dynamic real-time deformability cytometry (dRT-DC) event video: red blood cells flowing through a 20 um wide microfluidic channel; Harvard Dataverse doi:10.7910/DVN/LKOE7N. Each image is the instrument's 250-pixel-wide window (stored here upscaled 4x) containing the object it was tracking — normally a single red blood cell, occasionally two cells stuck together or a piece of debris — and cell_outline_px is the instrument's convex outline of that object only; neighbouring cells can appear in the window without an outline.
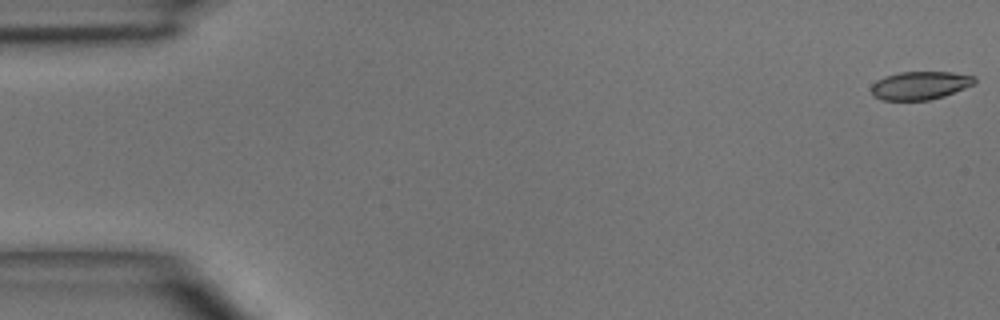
{"species": "common noctule bat (a hibernating species)", "species_latin": "Nyctalus noctula", "temperature_condition": "room temperature", "stored_images_in_passage": 6, "segment_of_instrument_passage": [1, 2], "camera_frame_rate_fps": 3000, "um_per_image_px": 0.085, "animal": {"sex": "male", "body_mass_g": 15.6}, "frame": {"image": 1, "passage_image": 1, "time_ms": 0.0, "image_size_px": [1000, 320], "cell_outline_px": [[976, 80], [972, 84], [964, 88], [944, 96], [928, 100], [884, 100], [872, 96], [872, 84], [876, 80], [884, 76], [900, 72], [952, 72], [976, 76]], "centroid_in_image_um": [78.18, 7.26], "position_along_channel_um": 6.8, "area_um2": 16.94}}
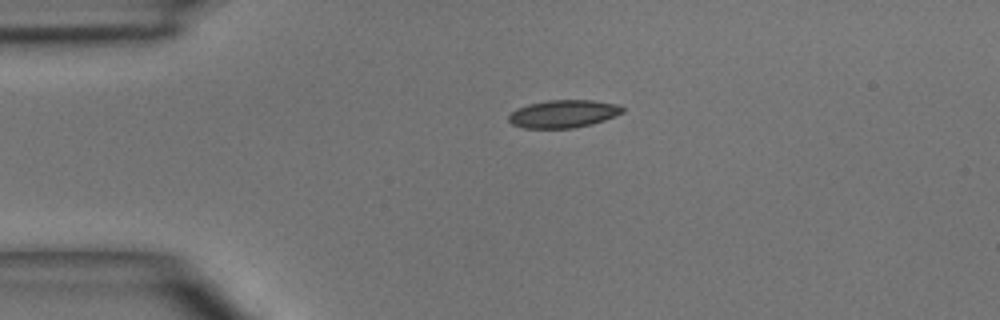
{"frame": {"image": 2, "passage_image": 4, "time_ms": 3.333, "image_size_px": [1000, 320], "cell_outline_px": [[624, 112], [604, 120], [592, 124], [572, 128], [524, 128], [512, 124], [508, 120], [508, 116], [516, 108], [528, 104], [548, 100], [592, 100], [616, 104], [624, 108]], "centroid_in_image_um": [47.87, 9.67], "position_along_channel_um": 37.1, "area_um2": 18.38}}